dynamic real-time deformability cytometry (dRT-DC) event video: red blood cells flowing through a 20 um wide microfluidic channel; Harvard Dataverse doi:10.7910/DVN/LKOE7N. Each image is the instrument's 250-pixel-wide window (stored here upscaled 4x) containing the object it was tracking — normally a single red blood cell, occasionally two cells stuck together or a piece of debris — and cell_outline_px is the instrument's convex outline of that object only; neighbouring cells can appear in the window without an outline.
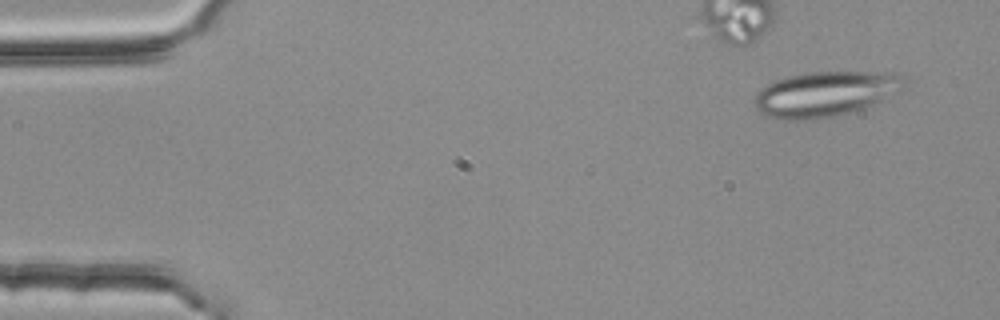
{"species": "common noctule bat (a hibernating species)", "species_latin": "Nyctalus noctula", "temperature_condition": "room temperature", "stored_images_in_passage": 3, "camera_frame_rate_fps": 3000, "um_per_image_px": 0.085, "animal": {"sex": "female", "body_mass_g": 25.1}, "frame": {"image": 1, "passage_image": 1, "time_ms": 0.0, "image_size_px": [1000, 320], "cell_outline_px": [[908, 88], [904, 92], [868, 108], [836, 116], [804, 120], [780, 120], [768, 116], [760, 112], [756, 108], [752, 100], [756, 92], [768, 84], [776, 80], [788, 76], [804, 72], [900, 72], [908, 76]], "centroid_in_image_um": [70.31, 7.98], "position_along_channel_um": 14.7, "area_um2": 40.92}}